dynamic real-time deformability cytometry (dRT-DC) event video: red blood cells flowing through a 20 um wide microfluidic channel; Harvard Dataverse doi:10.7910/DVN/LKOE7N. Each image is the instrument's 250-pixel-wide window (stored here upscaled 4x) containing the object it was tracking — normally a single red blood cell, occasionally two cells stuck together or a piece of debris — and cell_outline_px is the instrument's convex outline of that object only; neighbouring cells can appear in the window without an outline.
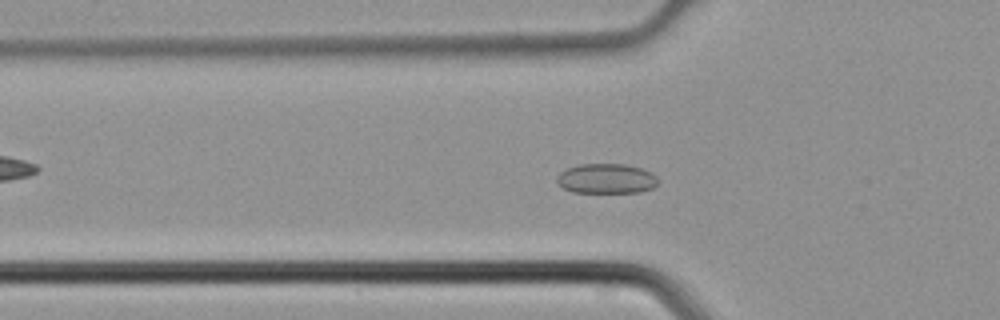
{"species": "common noctule bat (a hibernating species)", "species_latin": "Nyctalus noctula", "temperature_condition": "cold", "stored_images_in_passage": 42, "camera_frame_rate_fps": 3000, "um_per_image_px": 0.085, "animal": {"sex": "male", "body_mass_g": 21.5, "forearm_length_mm": 52.0}, "frame": {"image": 1, "passage_image": 15, "time_ms": 4.667, "image_size_px": [1000, 320], "cell_outline_px": [[656, 184], [652, 188], [640, 192], [572, 192], [564, 188], [556, 180], [556, 176], [560, 172], [568, 168], [580, 164], [624, 164], [640, 168], [652, 172], [656, 176]], "centroid_in_image_um": [51.53, 15.18], "position_along_channel_um": 74.3, "area_um2": 17.46}}
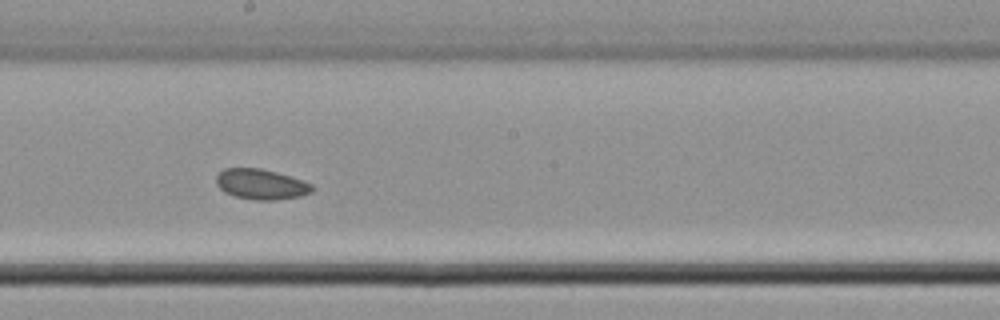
{"frame": {"image": 2, "passage_image": 25, "time_ms": 8.0, "image_size_px": [1000, 320], "cell_outline_px": [[316, 188], [312, 192], [300, 196], [276, 200], [256, 200], [236, 196], [224, 192], [216, 184], [216, 176], [224, 168], [260, 168], [276, 172], [312, 184]], "centroid_in_image_um": [22.19, 15.66], "position_along_channel_um": 226.0, "area_um2": 16.88}}
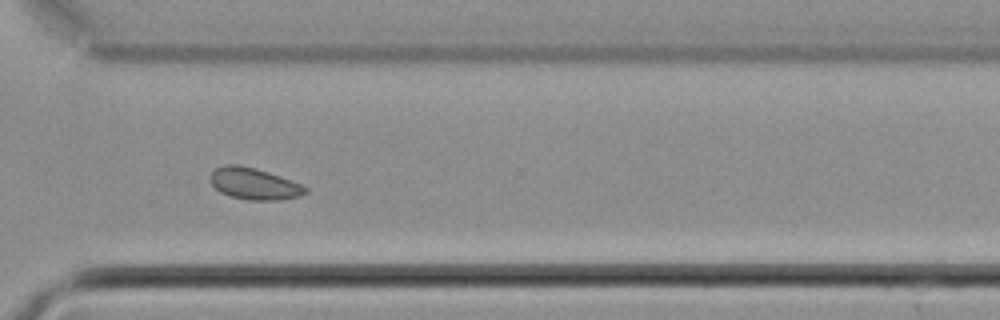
{"frame": {"image": 3, "passage_image": 33, "time_ms": 10.667, "image_size_px": [1000, 320], "cell_outline_px": [[308, 192], [300, 196], [280, 200], [248, 200], [232, 196], [220, 192], [208, 180], [208, 176], [216, 168], [224, 164], [236, 164], [256, 168], [280, 176], [300, 184], [308, 188]], "centroid_in_image_um": [21.58, 15.61], "position_along_channel_um": 349.0, "area_um2": 17.57}}